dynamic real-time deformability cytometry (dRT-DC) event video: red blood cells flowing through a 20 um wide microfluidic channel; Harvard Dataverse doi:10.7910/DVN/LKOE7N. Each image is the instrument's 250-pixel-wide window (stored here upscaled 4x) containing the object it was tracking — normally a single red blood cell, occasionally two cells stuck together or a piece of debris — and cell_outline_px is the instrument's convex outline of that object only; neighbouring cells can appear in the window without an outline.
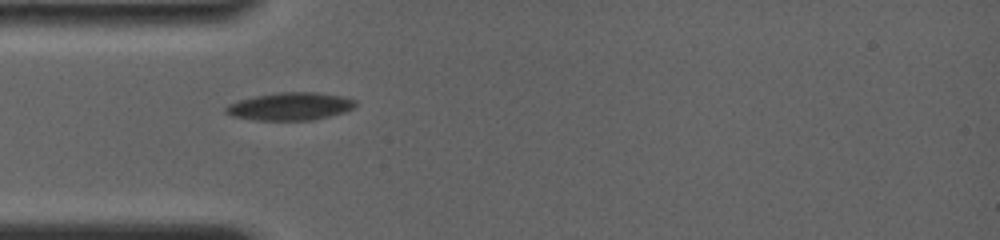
{"species": "common noctule bat (a hibernating species)", "species_latin": "Nyctalus noctula", "temperature_condition": "room temperature", "stored_images_in_passage": 49, "camera_frame_rate_fps": 4000, "um_per_image_px": 0.085, "animal": {"sex": "female", "body_mass_g": 19.0, "forearm_length_mm": 56.7}, "frame": {"image": 1, "passage_image": 1, "time_ms": 0.0, "image_size_px": [1000, 240], "cell_outline_px": [[356, 108], [344, 112], [312, 120], [252, 120], [232, 116], [224, 112], [224, 108], [228, 104], [252, 96], [276, 92], [316, 92], [344, 96], [356, 100]], "centroid_in_image_um": [24.66, 9.03], "position_along_channel_um": 60.3, "area_um2": 21.21}}
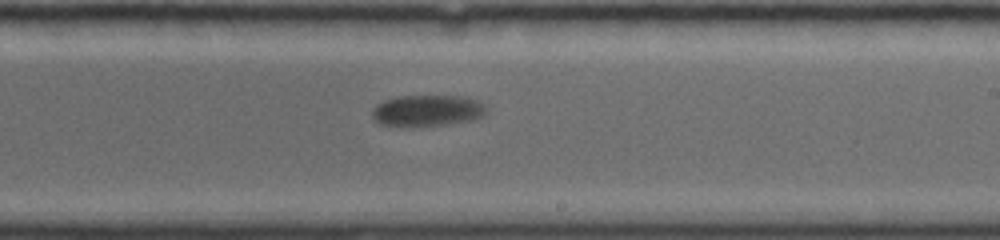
{"frame": {"image": 2, "passage_image": 22, "time_ms": 5.25, "image_size_px": [1000, 240], "cell_outline_px": [[488, 112], [484, 116], [476, 120], [448, 124], [380, 124], [372, 116], [372, 108], [376, 104], [384, 100], [400, 96], [464, 96], [480, 100], [484, 104]], "centroid_in_image_um": [36.42, 9.36], "position_along_channel_um": 252.6, "area_um2": 20.58}}
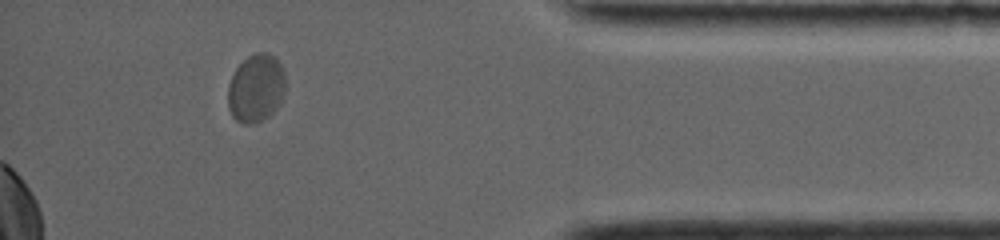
{"frame": {"image": 3, "passage_image": 42, "time_ms": 10.25, "image_size_px": [1000, 240], "cell_outline_px": [[284, 92], [280, 104], [268, 116], [252, 124], [244, 124], [236, 120], [232, 116], [228, 108], [228, 84], [236, 68], [248, 56], [256, 52], [268, 52], [284, 68]], "centroid_in_image_um": [21.75, 7.5], "position_along_channel_um": 413.5, "area_um2": 22.77}, "authors_computed_cell_mechanics": {"area_um2": 22.0218, "velocity_mm_per_s": 3.6809, "shape_relaxation_time_tau1_ms": 3.6416, "shape_relaxation_time_tau2_ms": null, "deformation_change_tau1": 0.079, "deformation_change_tau2": null}}